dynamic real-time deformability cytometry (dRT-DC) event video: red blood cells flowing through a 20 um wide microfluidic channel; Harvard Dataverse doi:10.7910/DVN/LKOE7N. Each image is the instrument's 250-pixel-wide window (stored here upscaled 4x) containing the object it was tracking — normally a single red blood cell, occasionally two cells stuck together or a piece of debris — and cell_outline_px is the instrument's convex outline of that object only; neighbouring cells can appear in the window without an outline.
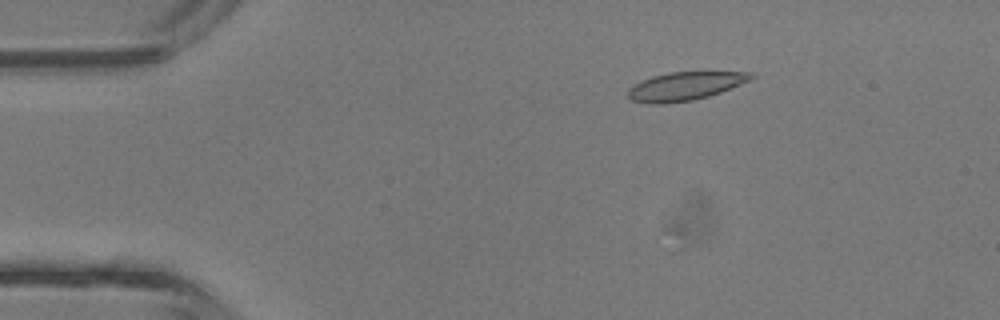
{"species": "common noctule bat (a hibernating species)", "species_latin": "Nyctalus noctula", "temperature_condition": "room temperature", "stored_images_in_passage": 12, "camera_frame_rate_fps": 3000, "um_per_image_px": 0.085, "animal": {"sex": "male", "body_mass_g": 13.3}, "frame": {"image": 1, "passage_image": 7, "time_ms": 2.0, "image_size_px": [1000, 320], "cell_outline_px": [[756, 76], [748, 80], [720, 92], [708, 96], [692, 100], [664, 104], [648, 104], [632, 100], [628, 96], [628, 88], [652, 76], [668, 72], [756, 72]], "centroid_in_image_um": [58.21, 7.32], "position_along_channel_um": 26.8, "area_um2": 20.11}}